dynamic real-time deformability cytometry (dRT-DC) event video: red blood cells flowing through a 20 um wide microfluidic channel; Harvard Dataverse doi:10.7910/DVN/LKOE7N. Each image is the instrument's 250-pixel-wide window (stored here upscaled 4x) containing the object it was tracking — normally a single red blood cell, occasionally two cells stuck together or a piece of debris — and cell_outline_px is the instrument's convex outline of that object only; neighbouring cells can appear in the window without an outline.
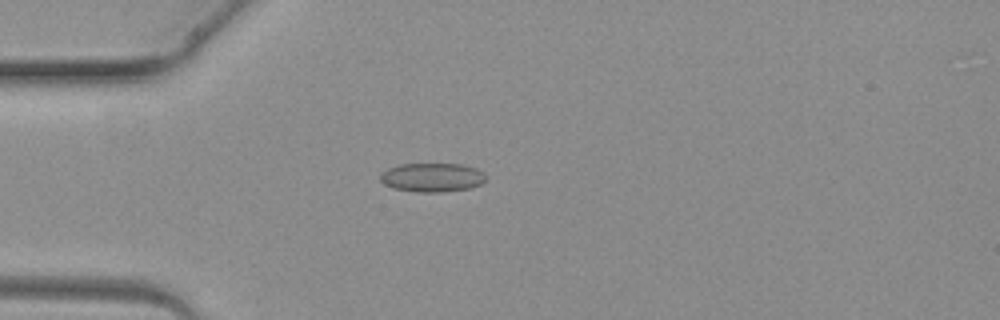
{"species": "common noctule bat (a hibernating species)", "species_latin": "Nyctalus noctula", "temperature_condition": "warm", "stored_images_in_passage": 3, "camera_frame_rate_fps": 3000, "um_per_image_px": 0.085, "animal": {"sex": "female", "body_mass_g": 19.3, "forearm_length_mm": 54.1}, "frame": {"image": 1, "passage_image": 3, "time_ms": 2.333, "image_size_px": [1000, 320], "cell_outline_px": [[488, 180], [472, 188], [440, 192], [416, 192], [392, 188], [384, 184], [380, 180], [380, 172], [388, 168], [400, 164], [460, 164], [476, 168], [484, 172], [488, 176]], "centroid_in_image_um": [36.76, 15.08], "position_along_channel_um": 48.2, "area_um2": 18.09}}